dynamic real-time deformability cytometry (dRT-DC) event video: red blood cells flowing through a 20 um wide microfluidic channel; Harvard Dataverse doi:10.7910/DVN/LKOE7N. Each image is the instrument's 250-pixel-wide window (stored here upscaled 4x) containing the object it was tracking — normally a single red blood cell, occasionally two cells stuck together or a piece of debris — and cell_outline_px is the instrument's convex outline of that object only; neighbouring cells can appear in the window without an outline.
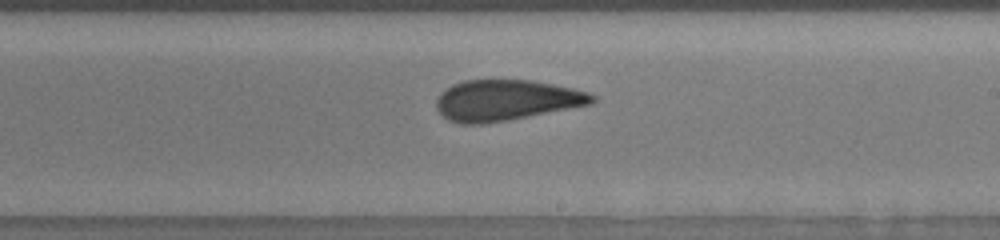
{"species": "human", "species_latin": "Homo sapiens", "temperature_condition": "room temperature", "stored_images_in_passage": 27, "camera_frame_rate_fps": 3000, "um_per_image_px": 0.085, "donor": {"sex": "male"}, "frame": {"image": 1, "passage_image": 16, "time_ms": 6.333, "image_size_px": [1000, 240], "cell_outline_px": [[596, 100], [592, 104], [484, 124], [460, 124], [448, 120], [436, 108], [436, 100], [440, 92], [452, 84], [464, 80], [532, 80], [572, 88], [588, 92], [596, 96]], "centroid_in_image_um": [43.0, 8.51], "position_along_channel_um": 246.0, "area_um2": 36.93}}
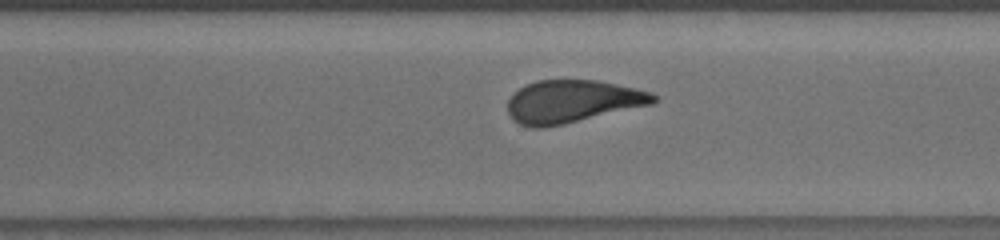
{"frame": {"image": 2, "passage_image": 20, "time_ms": 8.333, "image_size_px": [1000, 240], "cell_outline_px": [[656, 100], [652, 104], [564, 124], [544, 128], [532, 128], [520, 124], [512, 120], [508, 116], [508, 100], [520, 88], [536, 80], [596, 80], [636, 88], [652, 92], [656, 96]], "centroid_in_image_um": [48.63, 8.63], "position_along_channel_um": 322.0, "area_um2": 36.18}}